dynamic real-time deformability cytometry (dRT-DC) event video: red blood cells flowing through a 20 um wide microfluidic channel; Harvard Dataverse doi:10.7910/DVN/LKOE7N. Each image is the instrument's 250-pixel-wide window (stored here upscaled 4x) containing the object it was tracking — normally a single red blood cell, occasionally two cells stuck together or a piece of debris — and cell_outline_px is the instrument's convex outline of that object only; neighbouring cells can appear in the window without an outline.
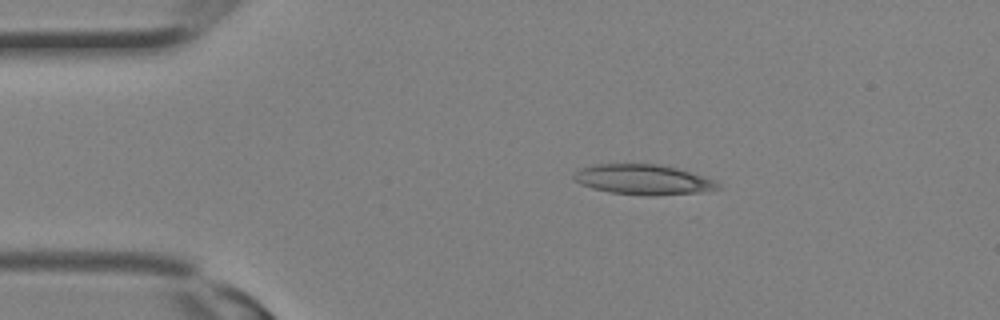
{"species": "Egyptian fruit bat (a non-hibernating species)", "species_latin": "Rousettus aegyptiacus", "temperature_condition": "room temperature", "stored_images_in_passage": 8, "camera_frame_rate_fps": 3000, "um_per_image_px": 0.085, "animal": {"sex": "female"}, "frame": {"image": 1, "passage_image": 1, "time_ms": 0.0, "image_size_px": [1000, 320], "cell_outline_px": [[720, 188], [704, 192], [656, 196], [644, 196], [612, 192], [592, 188], [580, 184], [572, 176], [580, 168], [596, 164], [656, 164], [676, 168], [712, 180], [720, 184]], "centroid_in_image_um": [54.65, 15.28], "position_along_channel_um": 30.3, "area_um2": 25.09}}
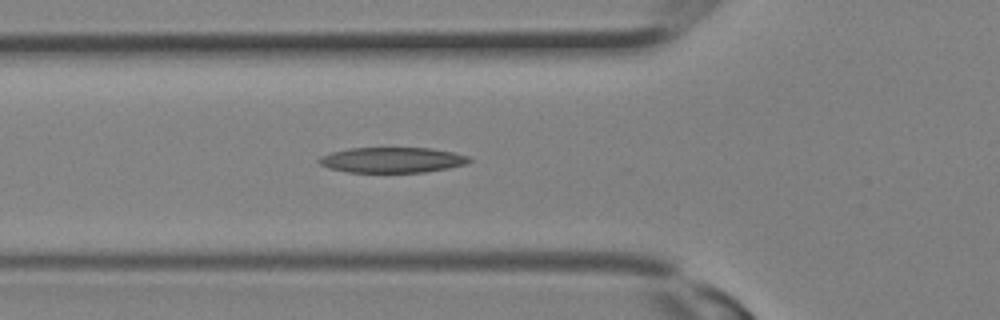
{"frame": {"image": 2, "passage_image": 6, "time_ms": 1.667, "image_size_px": [1000, 320], "cell_outline_px": [[472, 160], [464, 164], [448, 168], [424, 172], [348, 172], [328, 168], [320, 164], [316, 160], [320, 156], [332, 152], [348, 148], [432, 148], [452, 152], [468, 156]], "centroid_in_image_um": [33.29, 13.59], "position_along_channel_um": 92.5, "area_um2": 22.2}}
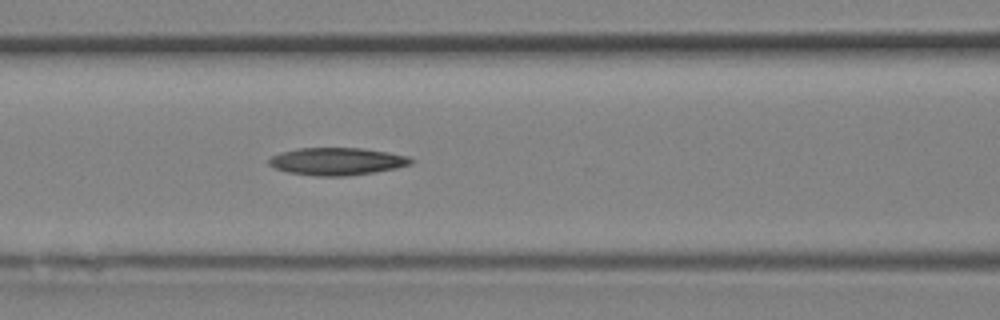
{"frame": {"image": 3, "passage_image": 8, "time_ms": 2.333, "image_size_px": [1000, 320], "cell_outline_px": [[412, 164], [396, 168], [372, 172], [344, 176], [316, 176], [288, 172], [276, 168], [268, 164], [268, 160], [272, 156], [280, 152], [296, 148], [360, 148], [388, 152], [408, 156], [412, 160]], "centroid_in_image_um": [28.62, 13.71], "position_along_channel_um": 138.0, "area_um2": 22.6}}